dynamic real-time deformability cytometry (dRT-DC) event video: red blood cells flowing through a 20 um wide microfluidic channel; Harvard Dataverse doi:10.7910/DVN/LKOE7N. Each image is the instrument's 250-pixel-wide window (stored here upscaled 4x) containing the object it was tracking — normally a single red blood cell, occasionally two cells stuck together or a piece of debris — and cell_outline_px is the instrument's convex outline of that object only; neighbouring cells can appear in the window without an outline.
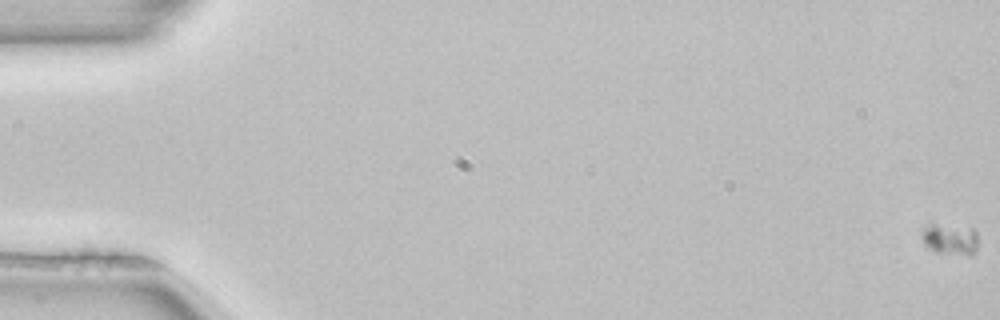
{"species": "common noctule bat (a hibernating species)", "species_latin": "Nyctalus noctula", "temperature_condition": "room temperature", "stored_images_in_passage": 6, "camera_frame_rate_fps": 3000, "um_per_image_px": 0.085, "animal": {"sex": "female", "body_mass_g": 22.7, "forearm_length_mm": 54.2}, "frame": {"image": 1, "passage_image": 1, "time_ms": 0.0, "image_size_px": [1000, 320], "cell_outline_px": [[976, 252], [972, 256], [968, 256], [936, 252], [928, 248], [924, 244], [920, 236], [924, 228], [932, 224], [936, 224], [972, 228], [976, 232]], "centroid_in_image_um": [80.75, 20.36], "position_along_channel_um": 4.2, "area_um2": 10.29}}